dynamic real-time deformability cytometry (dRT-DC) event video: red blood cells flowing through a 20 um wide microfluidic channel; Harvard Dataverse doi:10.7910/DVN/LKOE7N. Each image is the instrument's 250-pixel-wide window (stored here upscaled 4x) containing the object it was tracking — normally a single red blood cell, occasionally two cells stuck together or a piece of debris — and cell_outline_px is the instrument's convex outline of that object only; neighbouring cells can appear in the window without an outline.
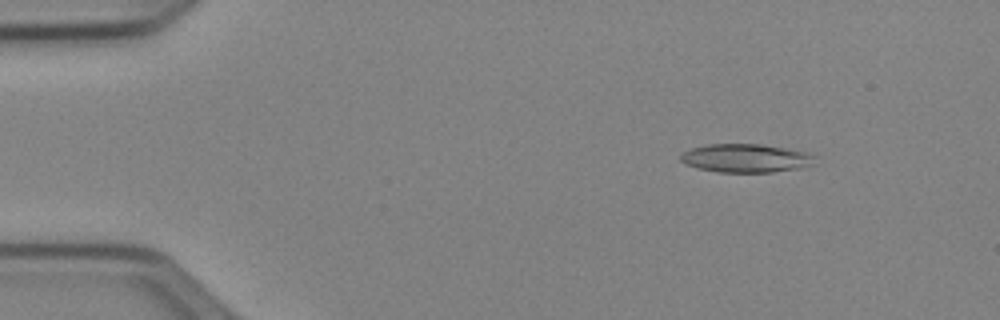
{"species": "Egyptian fruit bat (a non-hibernating species)", "species_latin": "Rousettus aegyptiacus", "temperature_condition": "cold", "stored_images_in_passage": 52, "camera_frame_rate_fps": 3000, "um_per_image_px": 0.085, "animal": {"sex": "female"}, "frame": {"image": 1, "passage_image": 7, "time_ms": 2.0, "image_size_px": [1000, 320], "cell_outline_px": [[820, 156], [812, 164], [800, 168], [772, 172], [720, 172], [700, 168], [688, 164], [680, 160], [680, 156], [688, 148], [708, 144], [760, 144], [808, 152]], "centroid_in_image_um": [63.45, 13.43], "position_along_channel_um": 21.6, "area_um2": 22.31}}
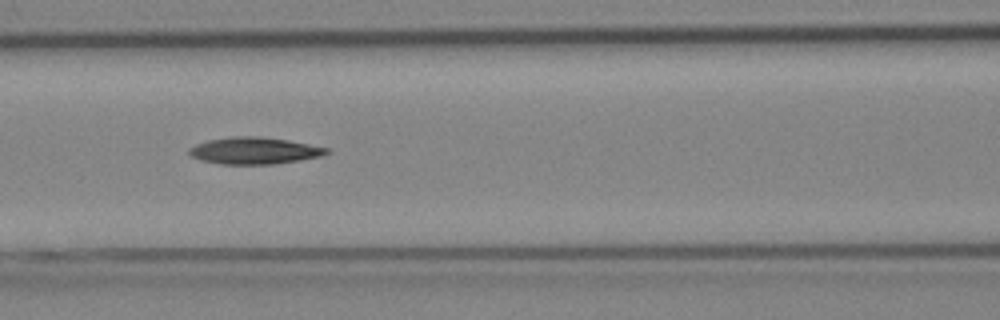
{"frame": {"image": 2, "passage_image": 23, "time_ms": 7.333, "image_size_px": [1000, 320], "cell_outline_px": [[332, 152], [320, 156], [300, 160], [276, 164], [220, 164], [200, 160], [192, 156], [188, 152], [188, 148], [196, 144], [208, 140], [232, 136], [260, 136], [288, 140], [328, 148]], "centroid_in_image_um": [21.61, 12.8], "position_along_channel_um": 145.0, "area_um2": 21.56}}
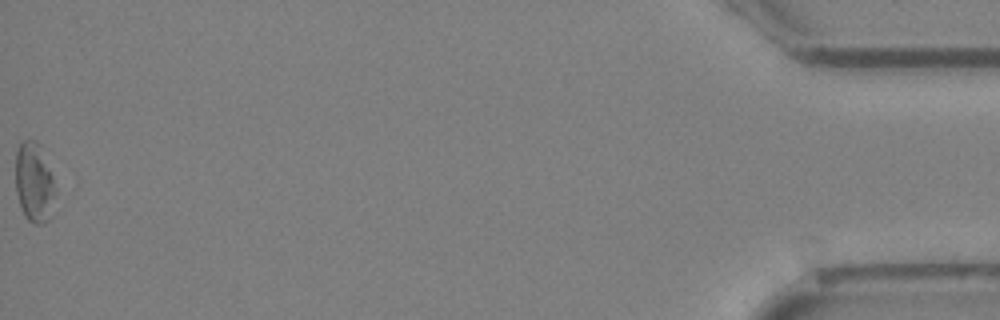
{"frame": {"image": 3, "passage_image": 52, "time_ms": 17.0, "image_size_px": [1000, 320], "cell_outline_px": [[56, 188], [52, 216], [44, 224], [36, 224], [28, 220], [20, 204], [16, 192], [16, 152], [20, 144], [24, 140], [36, 140], [40, 144], [52, 176]], "centroid_in_image_um": [2.93, 15.52], "position_along_channel_um": 432.3, "area_um2": 18.55}, "authors_computed_cell_mechanics": {"area_um2": 21.097, "velocity_mm_per_s": 3.9693, "shape_relaxation_time_tau1_ms": 7.331, "shape_relaxation_time_tau2_ms": null, "deformation_change_tau1": 0.137, "deformation_change_tau2": null}}